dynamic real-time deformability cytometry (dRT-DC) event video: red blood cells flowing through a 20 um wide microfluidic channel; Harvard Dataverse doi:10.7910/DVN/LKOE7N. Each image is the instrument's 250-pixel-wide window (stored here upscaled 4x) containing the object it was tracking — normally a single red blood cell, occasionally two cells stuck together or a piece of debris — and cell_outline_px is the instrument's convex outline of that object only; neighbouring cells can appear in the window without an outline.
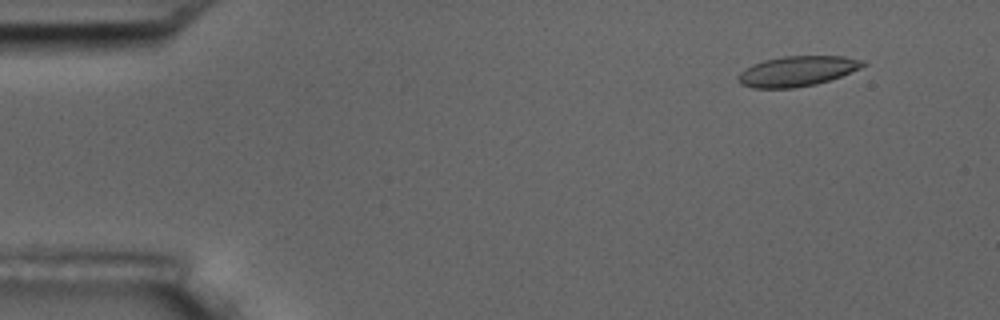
{"species": "common noctule bat (a hibernating species)", "species_latin": "Nyctalus noctula", "temperature_condition": "room temperature", "stored_images_in_passage": 28, "camera_frame_rate_fps": 3000, "um_per_image_px": 0.085, "animal": {"sex": "male", "body_mass_g": 17.5, "forearm_length_mm": 52.3}, "frame": {"image": 1, "passage_image": 5, "time_ms": 1.333, "image_size_px": [1000, 320], "cell_outline_px": [[868, 64], [860, 68], [840, 76], [816, 84], [792, 88], [752, 88], [740, 84], [736, 80], [736, 76], [744, 68], [752, 64], [764, 60], [784, 56], [844, 56], [864, 60]], "centroid_in_image_um": [67.72, 6.04], "position_along_channel_um": 17.3, "area_um2": 22.08}}
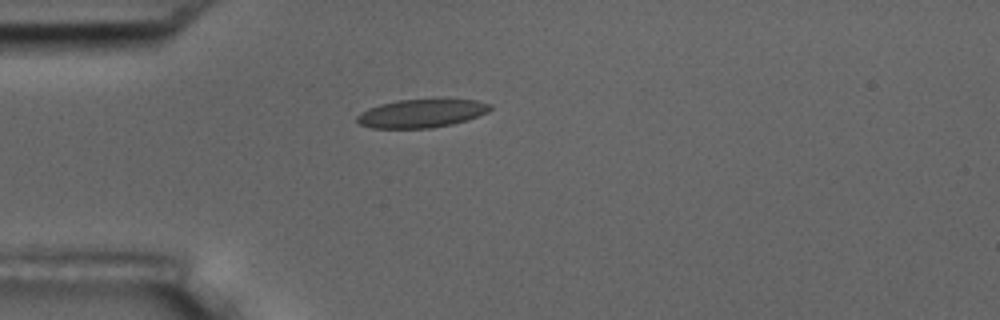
{"frame": {"image": 2, "passage_image": 15, "time_ms": 4.667, "image_size_px": [1000, 320], "cell_outline_px": [[492, 108], [488, 112], [468, 120], [452, 124], [432, 128], [372, 128], [360, 124], [356, 120], [356, 116], [360, 112], [368, 108], [380, 104], [396, 100], [476, 100], [492, 104]], "centroid_in_image_um": [35.82, 9.64], "position_along_channel_um": 49.2, "area_um2": 21.96}}
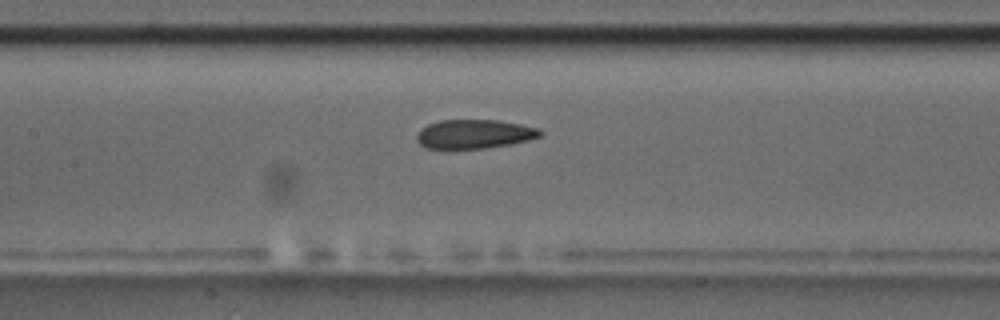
{"frame": {"image": 3, "passage_image": 26, "time_ms": 8.333, "image_size_px": [1000, 320], "cell_outline_px": [[544, 132], [540, 136], [528, 140], [508, 144], [484, 148], [452, 152], [424, 148], [416, 140], [416, 136], [420, 128], [428, 124], [440, 120], [496, 120], [520, 124], [540, 128]], "centroid_in_image_um": [40.23, 11.43], "position_along_channel_um": 167.2, "area_um2": 21.68}}